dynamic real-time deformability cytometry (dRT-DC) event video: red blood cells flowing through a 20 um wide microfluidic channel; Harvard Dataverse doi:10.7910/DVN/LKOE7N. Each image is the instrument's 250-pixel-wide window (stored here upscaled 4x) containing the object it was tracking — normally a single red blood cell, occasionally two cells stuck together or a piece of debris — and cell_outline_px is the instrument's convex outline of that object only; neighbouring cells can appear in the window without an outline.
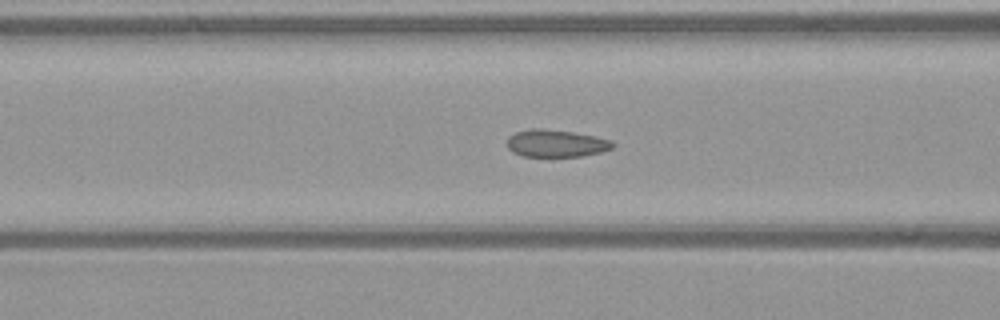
{"species": "common noctule bat (a hibernating species)", "species_latin": "Nyctalus noctula", "temperature_condition": "warm", "stored_images_in_passage": 41, "camera_frame_rate_fps": 3000, "um_per_image_px": 0.085, "animal": {"sex": "female", "body_mass_g": 21.9}, "frame": {"image": 1, "passage_image": 15, "time_ms": 4.667, "image_size_px": [1000, 320], "cell_outline_px": [[616, 144], [612, 148], [600, 152], [584, 156], [520, 156], [512, 152], [508, 148], [508, 136], [516, 132], [532, 128], [540, 128], [572, 132], [612, 140]], "centroid_in_image_um": [47.25, 12.19], "position_along_channel_um": 119.3, "area_um2": 16.76}}
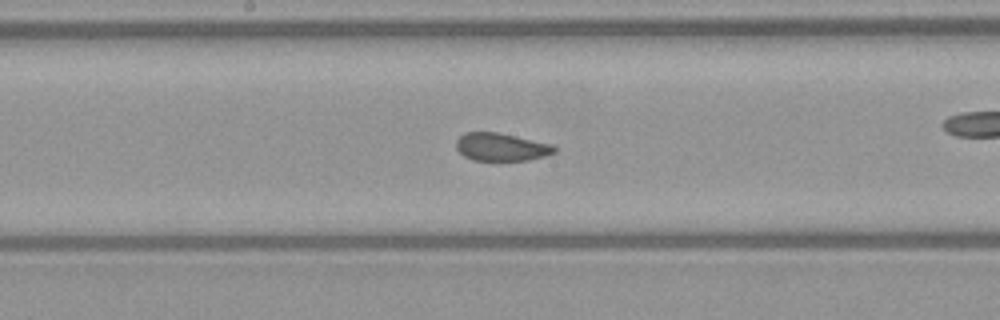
{"frame": {"image": 2, "passage_image": 22, "time_ms": 7.0, "image_size_px": [1000, 320], "cell_outline_px": [[556, 152], [544, 156], [528, 160], [472, 160], [464, 156], [456, 148], [456, 140], [464, 132], [496, 132], [552, 144], [556, 148]], "centroid_in_image_um": [42.58, 12.49], "position_along_channel_um": 205.6, "area_um2": 15.84}}
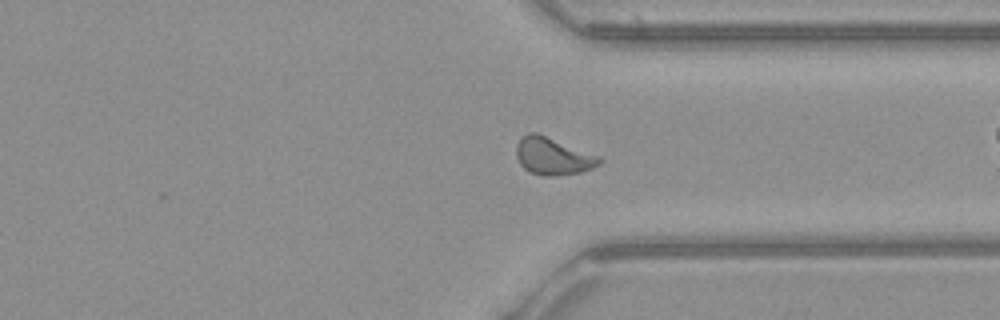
{"frame": {"image": 3, "passage_image": 35, "time_ms": 11.333, "image_size_px": [1000, 320], "cell_outline_px": [[604, 160], [600, 164], [592, 168], [580, 172], [556, 176], [544, 176], [532, 172], [524, 168], [520, 164], [516, 156], [516, 144], [528, 132], [536, 132], [600, 156]], "centroid_in_image_um": [47.01, 13.28], "position_along_channel_um": 364.4, "area_um2": 18.03}}